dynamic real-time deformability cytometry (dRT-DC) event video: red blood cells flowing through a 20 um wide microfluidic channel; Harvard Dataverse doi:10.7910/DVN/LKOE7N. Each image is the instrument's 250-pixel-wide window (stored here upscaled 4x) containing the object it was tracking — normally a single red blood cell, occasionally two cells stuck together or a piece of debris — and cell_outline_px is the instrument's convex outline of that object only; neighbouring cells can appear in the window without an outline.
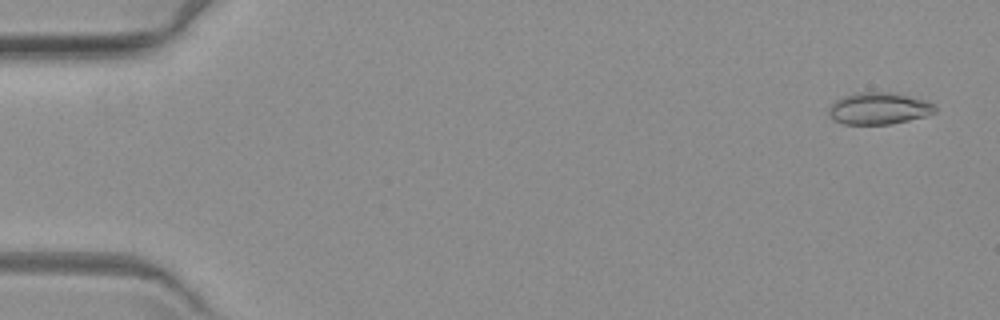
{"species": "common noctule bat (a hibernating species)", "species_latin": "Nyctalus noctula", "temperature_condition": "warm", "stored_images_in_passage": 7, "camera_frame_rate_fps": 3000, "um_per_image_px": 0.085, "animal": {"sex": "female", "body_mass_g": 19.3, "forearm_length_mm": 54.1}, "frame": {"image": 1, "passage_image": 1, "time_ms": 0.0, "image_size_px": [1000, 320], "cell_outline_px": [[936, 112], [924, 116], [908, 120], [888, 124], [844, 124], [836, 120], [828, 112], [828, 108], [836, 100], [852, 92], [892, 92], [924, 100], [936, 104]], "centroid_in_image_um": [74.71, 9.2], "position_along_channel_um": 10.3, "area_um2": 19.59}}
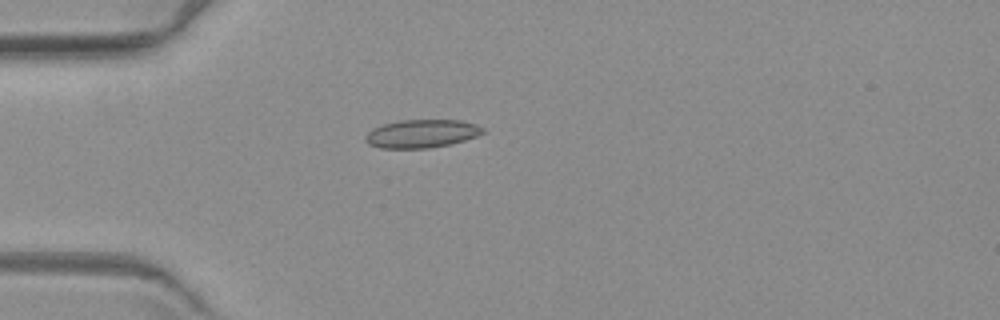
{"frame": {"image": 2, "passage_image": 5, "time_ms": 4.667, "image_size_px": [1000, 320], "cell_outline_px": [[484, 132], [476, 136], [464, 140], [448, 144], [428, 148], [380, 148], [368, 144], [364, 140], [364, 136], [372, 128], [384, 124], [400, 120], [460, 120], [476, 124], [484, 128]], "centroid_in_image_um": [35.8, 11.35], "position_along_channel_um": 49.2, "area_um2": 19.25}}
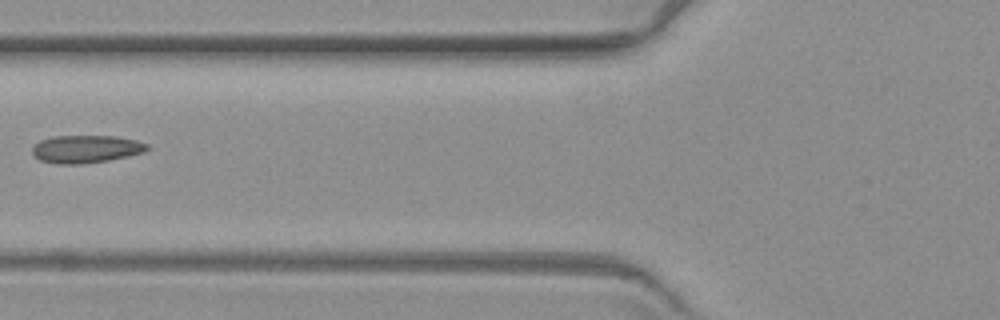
{"frame": {"image": 3, "passage_image": 7, "time_ms": 7.0, "image_size_px": [1000, 320], "cell_outline_px": [[152, 148], [144, 152], [128, 156], [108, 160], [80, 164], [60, 164], [40, 160], [32, 152], [32, 148], [40, 140], [52, 136], [116, 136], [136, 140], [148, 144]], "centroid_in_image_um": [7.35, 12.66], "position_along_channel_um": 118.5, "area_um2": 18.55}}